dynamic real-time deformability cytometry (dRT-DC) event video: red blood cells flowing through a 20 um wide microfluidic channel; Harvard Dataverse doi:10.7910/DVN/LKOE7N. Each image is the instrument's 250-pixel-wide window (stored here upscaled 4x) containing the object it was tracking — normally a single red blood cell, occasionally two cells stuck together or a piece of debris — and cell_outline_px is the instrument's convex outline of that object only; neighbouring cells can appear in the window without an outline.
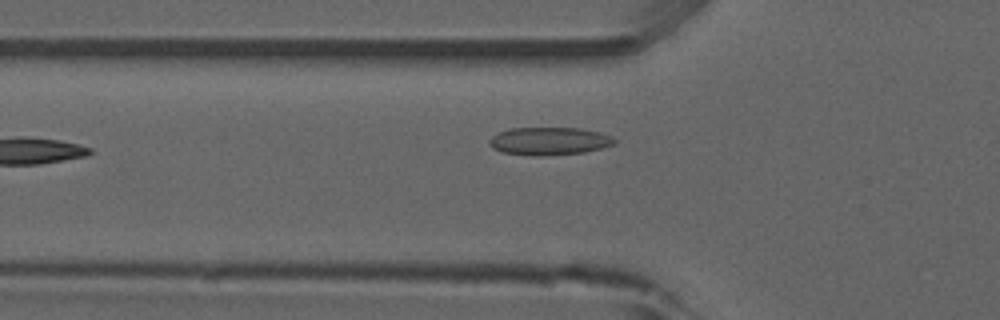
{"species": "common noctule bat (a hibernating species)", "species_latin": "Nyctalus noctula", "temperature_condition": "room temperature", "stored_images_in_passage": 14, "camera_frame_rate_fps": 3000, "um_per_image_px": 0.085, "animal": {"sex": "male", "forearm_length_mm": 52.5}, "frame": {"image": 1, "passage_image": 4, "time_ms": 1.0, "image_size_px": [1000, 320], "cell_outline_px": [[616, 144], [584, 152], [540, 156], [536, 156], [504, 152], [492, 148], [488, 144], [488, 140], [492, 136], [508, 128], [580, 128], [600, 132], [612, 136], [616, 140]], "centroid_in_image_um": [46.68, 11.98], "position_along_channel_um": 79.1, "area_um2": 20.29}}
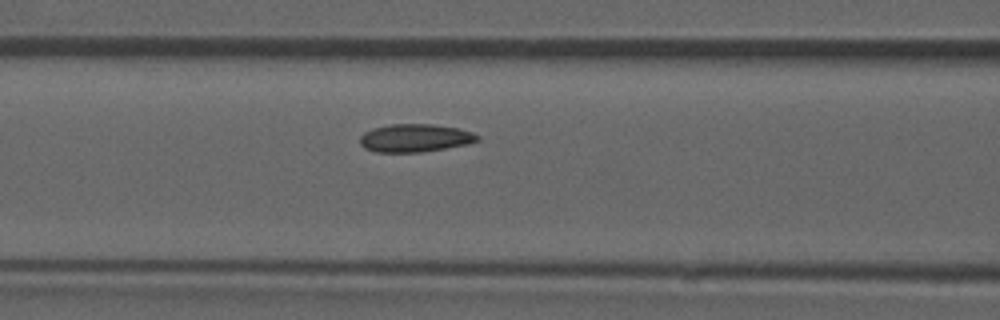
{"frame": {"image": 2, "passage_image": 8, "time_ms": 2.333, "image_size_px": [1000, 320], "cell_outline_px": [[480, 140], [468, 144], [420, 152], [376, 152], [364, 148], [360, 144], [360, 136], [364, 132], [372, 128], [388, 124], [432, 124], [456, 128], [472, 132], [480, 136]], "centroid_in_image_um": [35.25, 11.72], "position_along_channel_um": 131.3, "area_um2": 19.19}}